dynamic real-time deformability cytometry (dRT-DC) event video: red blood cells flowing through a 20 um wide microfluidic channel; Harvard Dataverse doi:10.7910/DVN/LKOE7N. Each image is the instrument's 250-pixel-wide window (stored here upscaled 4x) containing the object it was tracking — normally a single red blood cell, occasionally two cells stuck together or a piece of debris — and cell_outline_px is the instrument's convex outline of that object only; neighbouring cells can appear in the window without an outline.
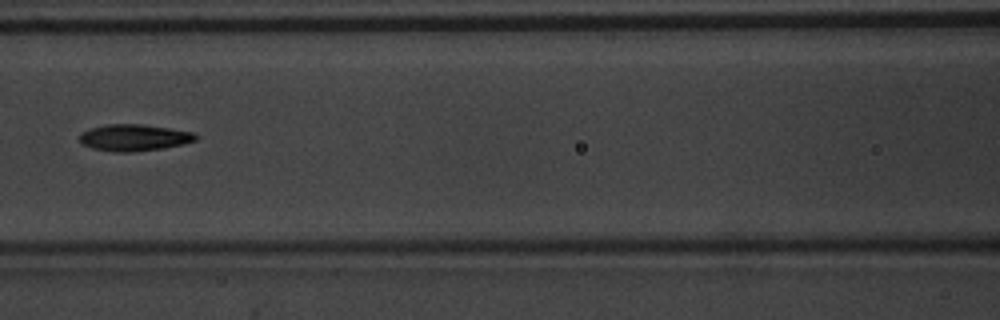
{"species": "common noctule bat (a hibernating species)", "species_latin": "Nyctalus noctula", "temperature_condition": "warm", "stored_images_in_passage": 8, "camera_frame_rate_fps": 3000, "um_per_image_px": 0.085, "animal": {"sex": "male", "body_mass_g": 20.1, "forearm_length_mm": 53.5}, "frame": {"image": 1, "passage_image": 7, "time_ms": 2.0, "image_size_px": [1000, 320], "cell_outline_px": [[200, 136], [196, 140], [164, 148], [132, 152], [112, 152], [92, 148], [80, 144], [80, 132], [88, 128], [108, 124], [144, 124], [192, 132]], "centroid_in_image_um": [11.35, 11.69], "position_along_channel_um": 155.3, "area_um2": 18.15}}